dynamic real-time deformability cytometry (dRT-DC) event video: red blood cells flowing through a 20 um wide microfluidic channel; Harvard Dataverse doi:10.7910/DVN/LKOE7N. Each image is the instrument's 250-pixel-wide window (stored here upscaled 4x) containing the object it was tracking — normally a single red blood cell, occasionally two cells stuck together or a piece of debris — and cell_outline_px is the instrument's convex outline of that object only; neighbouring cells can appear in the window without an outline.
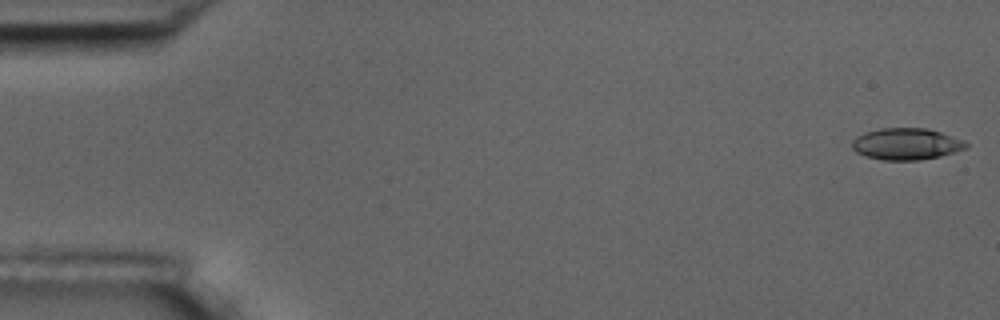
{"species": "common noctule bat (a hibernating species)", "species_latin": "Nyctalus noctula", "temperature_condition": "room temperature", "stored_images_in_passage": 6, "camera_frame_rate_fps": 3000, "um_per_image_px": 0.085, "animal": {"sex": "male", "body_mass_g": 17.5, "forearm_length_mm": 52.3}, "frame": {"image": 1, "passage_image": 1, "time_ms": 0.0, "image_size_px": [1000, 320], "cell_outline_px": [[968, 148], [956, 152], [940, 156], [920, 160], [884, 160], [868, 156], [856, 152], [852, 148], [852, 140], [856, 136], [864, 132], [880, 128], [928, 128], [964, 140], [968, 144]], "centroid_in_image_um": [77.05, 12.23], "position_along_channel_um": 7.9, "area_um2": 21.1}}
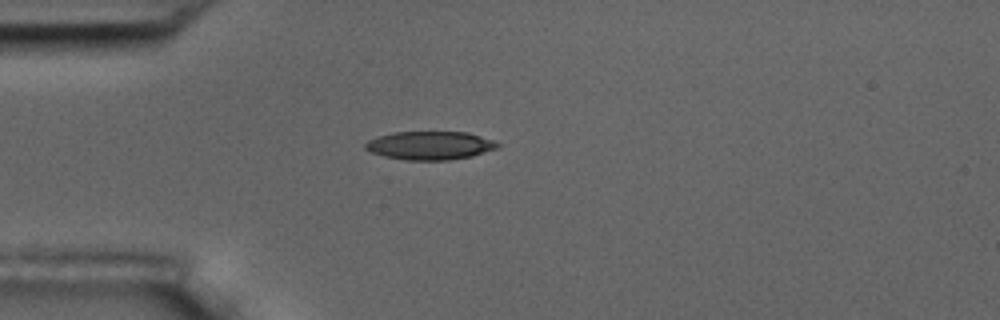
{"frame": {"image": 2, "passage_image": 5, "time_ms": 4.667, "image_size_px": [1000, 320], "cell_outline_px": [[500, 144], [496, 148], [472, 156], [448, 160], [404, 160], [384, 156], [372, 152], [364, 148], [364, 144], [368, 140], [376, 136], [396, 132], [468, 132], [492, 140]], "centroid_in_image_um": [36.51, 12.36], "position_along_channel_um": 48.5, "area_um2": 21.79}}